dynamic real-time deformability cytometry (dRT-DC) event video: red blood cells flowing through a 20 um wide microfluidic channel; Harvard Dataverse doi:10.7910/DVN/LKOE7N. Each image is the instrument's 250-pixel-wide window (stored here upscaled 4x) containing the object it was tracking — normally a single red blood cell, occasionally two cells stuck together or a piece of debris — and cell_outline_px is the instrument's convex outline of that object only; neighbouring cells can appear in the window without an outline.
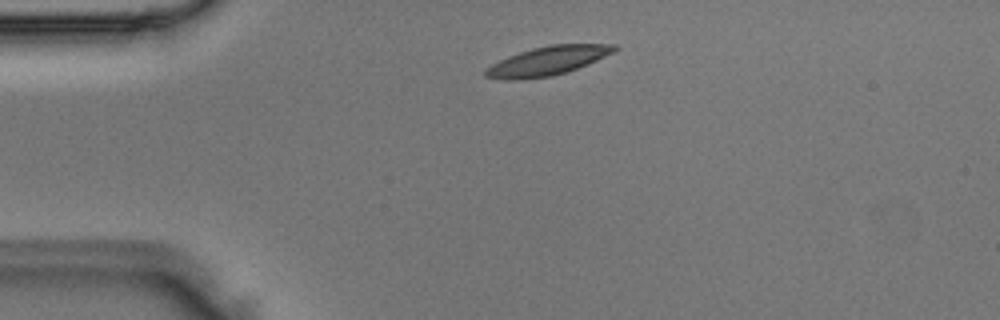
{"species": "Egyptian fruit bat (a non-hibernating species)", "species_latin": "Rousettus aegyptiacus", "temperature_condition": "room temperature", "stored_images_in_passage": 4, "camera_frame_rate_fps": 3000, "um_per_image_px": 0.085, "animal": {"sex": "male"}, "frame": {"image": 1, "passage_image": 1, "time_ms": 0.0, "image_size_px": [1000, 320], "cell_outline_px": [[620, 48], [616, 52], [576, 68], [552, 76], [516, 80], [508, 80], [484, 76], [484, 68], [508, 56], [532, 48], [548, 44], [616, 44]], "centroid_in_image_um": [46.55, 5.16], "position_along_channel_um": 38.4, "area_um2": 21.68}}
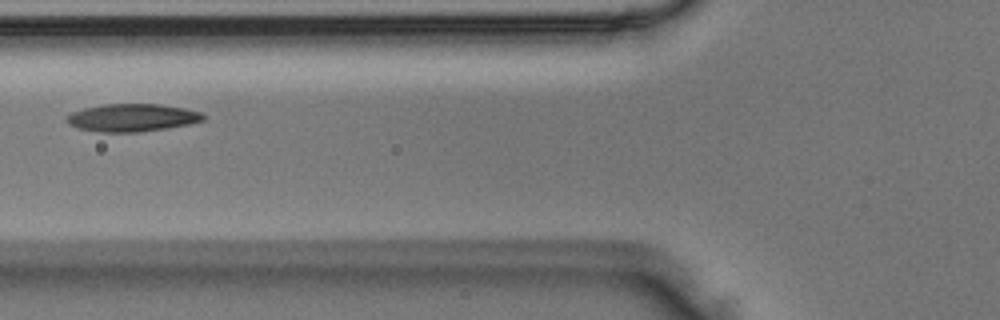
{"frame": {"image": 2, "passage_image": 3, "time_ms": 0.667, "image_size_px": [1000, 320], "cell_outline_px": [[204, 120], [188, 124], [140, 132], [100, 132], [76, 128], [68, 124], [64, 120], [64, 116], [72, 112], [84, 108], [104, 104], [160, 104], [184, 108], [200, 112], [204, 116]], "centroid_in_image_um": [11.15, 10.0], "position_along_channel_um": 114.6, "area_um2": 22.08}}